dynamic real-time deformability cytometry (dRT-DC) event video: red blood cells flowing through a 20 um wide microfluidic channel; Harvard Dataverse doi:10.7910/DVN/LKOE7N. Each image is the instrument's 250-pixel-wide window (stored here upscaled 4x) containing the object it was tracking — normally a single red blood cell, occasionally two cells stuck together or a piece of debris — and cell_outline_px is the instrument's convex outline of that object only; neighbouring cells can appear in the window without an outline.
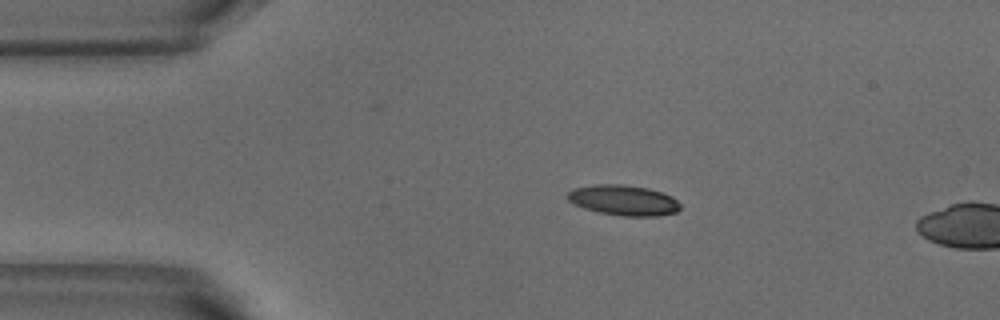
{"species": "common noctule bat (a hibernating species)", "species_latin": "Nyctalus noctula", "temperature_condition": "warm", "stored_images_in_passage": 3, "camera_frame_rate_fps": 3000, "um_per_image_px": 0.085, "animal": {"sex": "male", "body_mass_g": 18.8}, "frame": {"image": 1, "passage_image": 2, "time_ms": 0.333, "image_size_px": [1000, 320], "cell_outline_px": [[680, 208], [676, 212], [656, 216], [624, 216], [600, 212], [584, 208], [572, 204], [564, 196], [572, 188], [596, 184], [620, 184], [648, 188], [672, 196], [680, 204]], "centroid_in_image_um": [52.95, 17.01], "position_along_channel_um": 32.0, "area_um2": 20.0}}